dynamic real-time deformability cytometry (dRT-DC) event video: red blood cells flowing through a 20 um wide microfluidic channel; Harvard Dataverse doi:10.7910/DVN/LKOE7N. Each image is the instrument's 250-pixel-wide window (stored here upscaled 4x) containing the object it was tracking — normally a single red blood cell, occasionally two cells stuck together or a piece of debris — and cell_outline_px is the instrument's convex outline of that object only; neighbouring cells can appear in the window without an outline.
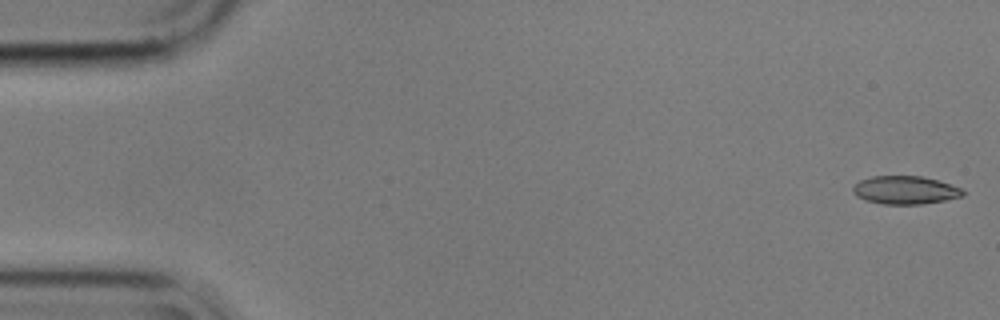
{"species": "common noctule bat (a hibernating species)", "species_latin": "Nyctalus noctula", "temperature_condition": "cold", "stored_images_in_passage": 55, "camera_frame_rate_fps": 3000, "um_per_image_px": 0.085, "animal": {"sex": "male", "body_mass_g": 17.9}, "frame": {"image": 1, "passage_image": 1, "time_ms": 0.0, "image_size_px": [1000, 320], "cell_outline_px": [[964, 196], [924, 204], [884, 204], [864, 200], [856, 196], [852, 192], [852, 188], [860, 180], [872, 176], [920, 176], [936, 180], [960, 188], [964, 192]], "centroid_in_image_um": [76.9, 16.16], "position_along_channel_um": 8.1, "area_um2": 17.92}}
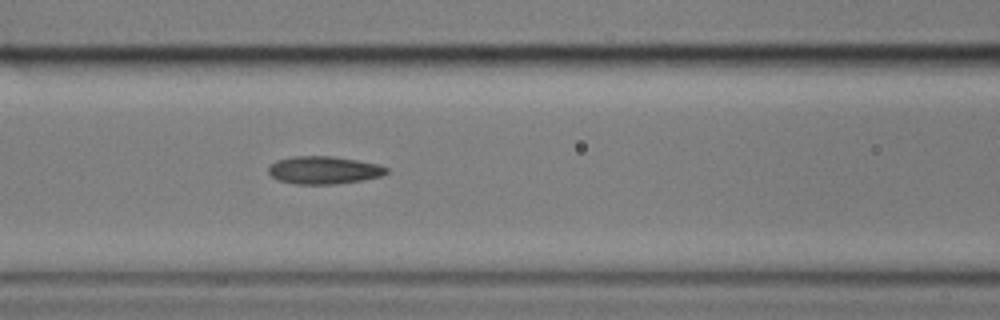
{"frame": {"image": 2, "passage_image": 23, "time_ms": 7.333, "image_size_px": [1000, 320], "cell_outline_px": [[388, 172], [380, 176], [364, 180], [336, 184], [296, 184], [280, 180], [272, 176], [268, 172], [268, 164], [276, 160], [292, 156], [332, 156], [380, 164], [388, 168]], "centroid_in_image_um": [27.52, 14.45], "position_along_channel_um": 139.1, "area_um2": 19.19}}
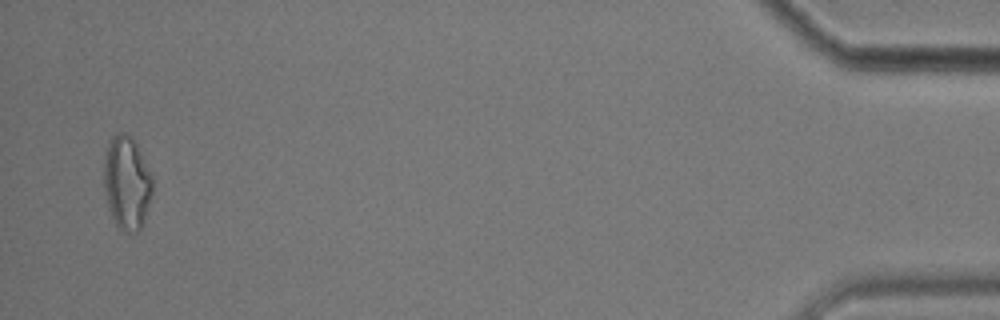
{"frame": {"image": 3, "passage_image": 54, "time_ms": 17.667, "image_size_px": [1000, 320], "cell_outline_px": [[152, 196], [144, 224], [136, 232], [124, 232], [116, 224], [108, 208], [104, 192], [104, 160], [108, 144], [112, 136], [116, 132], [124, 132], [132, 136], [152, 176]], "centroid_in_image_um": [10.78, 15.55], "position_along_channel_um": 424.4, "area_um2": 26.65}, "authors_computed_cell_mechanics": {"area_um2": 19.2474, "velocity_mm_per_s": 3.5751, "shape_relaxation_time_tau1_ms": 11.2521, "shape_relaxation_time_tau2_ms": 2.8051, "deformation_change_tau1": 0.2058, "deformation_change_tau2": 0.1045}}